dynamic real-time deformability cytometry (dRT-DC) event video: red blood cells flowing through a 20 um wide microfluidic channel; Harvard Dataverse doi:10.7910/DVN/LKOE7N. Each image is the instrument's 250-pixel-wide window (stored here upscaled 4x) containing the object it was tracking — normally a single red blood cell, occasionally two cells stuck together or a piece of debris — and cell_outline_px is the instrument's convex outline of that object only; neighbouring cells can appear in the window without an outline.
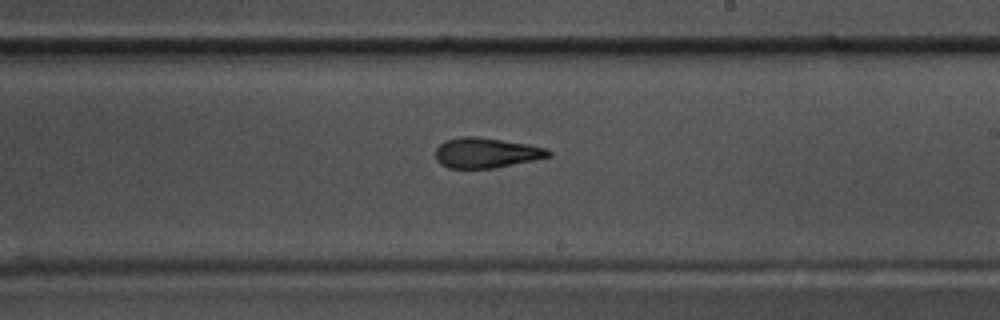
{"species": "common noctule bat (a hibernating species)", "species_latin": "Nyctalus noctula", "temperature_condition": "warm", "stored_images_in_passage": 42, "camera_frame_rate_fps": 3000, "um_per_image_px": 0.085, "animal": {"sex": "male", "body_mass_g": 17.5, "forearm_length_mm": 52.3}, "frame": {"image": 1, "passage_image": 19, "time_ms": 6.0, "image_size_px": [1000, 320], "cell_outline_px": [[552, 156], [496, 168], [448, 168], [440, 164], [436, 160], [436, 148], [444, 140], [460, 136], [476, 136], [528, 144], [544, 148], [552, 152]], "centroid_in_image_um": [41.3, 12.99], "position_along_channel_um": 247.7, "area_um2": 19.94}}
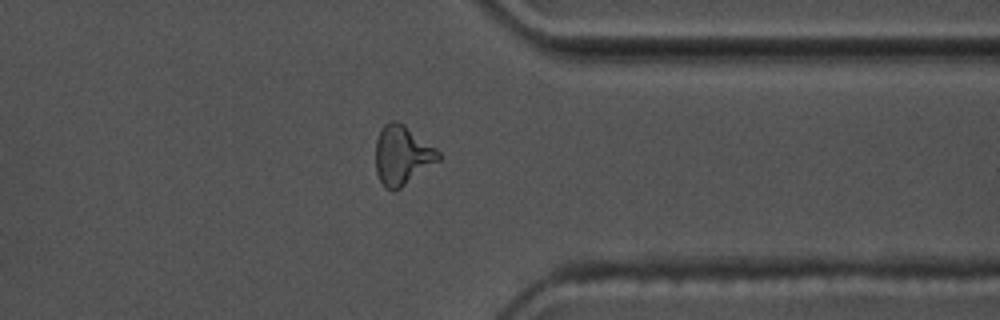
{"frame": {"image": 2, "passage_image": 30, "time_ms": 9.667, "image_size_px": [1000, 320], "cell_outline_px": [[440, 160], [400, 188], [392, 192], [384, 188], [376, 172], [376, 140], [384, 124], [392, 120], [396, 120], [404, 124], [436, 148], [440, 152]], "centroid_in_image_um": [34.18, 13.2], "position_along_channel_um": 377.2, "area_um2": 21.68}, "authors_computed_cell_mechanics": {"area_um2": 20.0566, "velocity_mm_per_s": 3.6672, "shape_relaxation_time_tau1_ms": 5.4871, "shape_relaxation_time_tau2_ms": 3.2757, "deformation_change_tau1": 0.1924, "deformation_change_tau2": 0.1291}}